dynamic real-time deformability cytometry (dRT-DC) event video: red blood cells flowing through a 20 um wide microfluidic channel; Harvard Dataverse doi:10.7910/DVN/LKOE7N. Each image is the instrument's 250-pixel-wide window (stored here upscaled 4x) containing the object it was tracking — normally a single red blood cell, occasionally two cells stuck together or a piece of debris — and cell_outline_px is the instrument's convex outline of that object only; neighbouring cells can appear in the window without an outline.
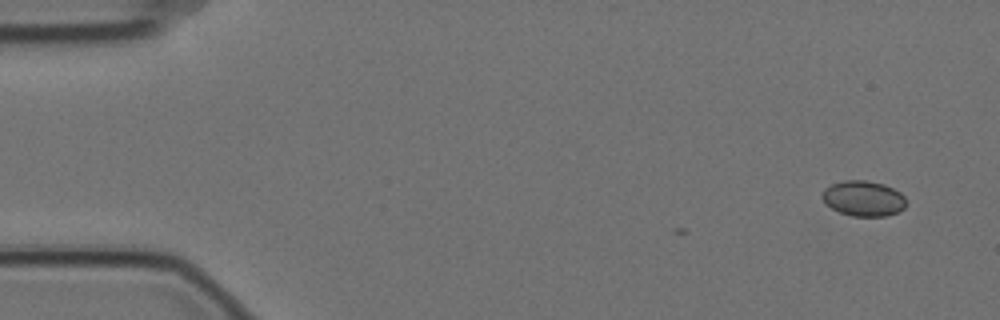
{"species": "Egyptian fruit bat (a non-hibernating species)", "species_latin": "Rousettus aegyptiacus", "temperature_condition": "cold", "stored_images_in_passage": 2, "camera_frame_rate_fps": 3000, "um_per_image_px": 0.085, "animal": {"sex": "female"}, "frame": {"image": 1, "passage_image": 2, "time_ms": 0.333, "image_size_px": [1000, 320], "cell_outline_px": [[908, 204], [904, 208], [888, 216], [852, 216], [840, 212], [824, 204], [820, 196], [824, 188], [832, 184], [844, 180], [864, 180], [884, 184], [900, 192], [904, 196]], "centroid_in_image_um": [73.38, 16.87], "position_along_channel_um": 11.6, "area_um2": 17.51}}